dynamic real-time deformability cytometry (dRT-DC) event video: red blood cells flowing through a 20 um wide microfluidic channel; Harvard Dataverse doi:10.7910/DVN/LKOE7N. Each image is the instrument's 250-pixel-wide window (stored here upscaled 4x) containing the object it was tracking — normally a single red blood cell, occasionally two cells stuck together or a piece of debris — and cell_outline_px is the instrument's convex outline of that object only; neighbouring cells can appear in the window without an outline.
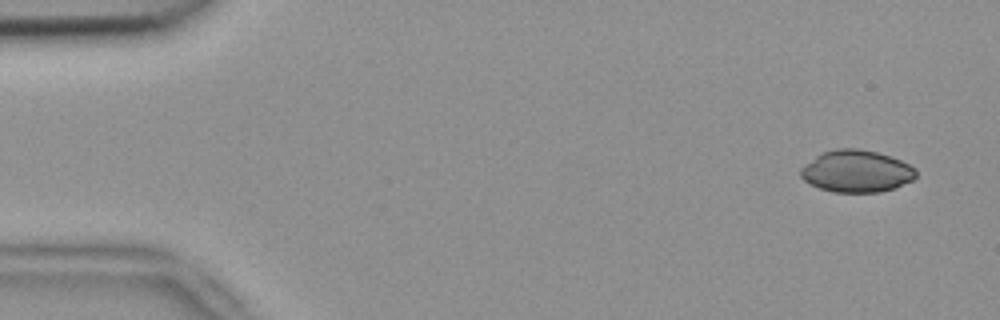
{"species": "common noctule bat (a hibernating species)", "species_latin": "Nyctalus noctula", "temperature_condition": "room temperature", "stored_images_in_passage": 4, "camera_frame_rate_fps": 3000, "um_per_image_px": 0.085, "animal": {"sex": "female", "body_mass_g": 18.4}, "frame": {"image": 1, "passage_image": 1, "time_ms": 0.0, "image_size_px": [1000, 320], "cell_outline_px": [[916, 176], [912, 180], [896, 188], [880, 192], [832, 192], [820, 188], [804, 180], [800, 176], [800, 168], [804, 164], [816, 156], [824, 152], [836, 148], [860, 148], [876, 152], [900, 160], [916, 168]], "centroid_in_image_um": [72.8, 14.56], "position_along_channel_um": 12.2, "area_um2": 28.26}}